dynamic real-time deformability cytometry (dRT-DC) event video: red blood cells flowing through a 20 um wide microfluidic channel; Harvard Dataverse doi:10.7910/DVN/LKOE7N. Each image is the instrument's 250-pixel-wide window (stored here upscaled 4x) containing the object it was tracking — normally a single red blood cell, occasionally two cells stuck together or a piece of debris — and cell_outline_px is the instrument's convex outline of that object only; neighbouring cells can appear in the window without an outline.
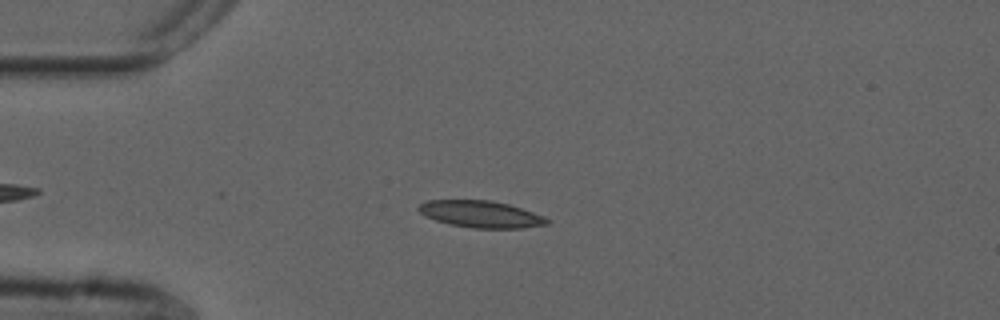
{"species": "common noctule bat (a hibernating species)", "species_latin": "Nyctalus noctula", "temperature_condition": "cold", "stored_images_in_passage": 49, "camera_frame_rate_fps": 3000, "um_per_image_px": 0.085, "animal": {"sex": "male", "forearm_length_mm": 52.5}, "frame": {"image": 1, "passage_image": 8, "time_ms": 2.333, "image_size_px": [1000, 320], "cell_outline_px": [[552, 220], [548, 224], [524, 228], [472, 228], [452, 224], [436, 220], [424, 216], [416, 208], [420, 204], [428, 200], [492, 200], [508, 204], [544, 216]], "centroid_in_image_um": [40.89, 18.2], "position_along_channel_um": 44.1, "area_um2": 20.06}}
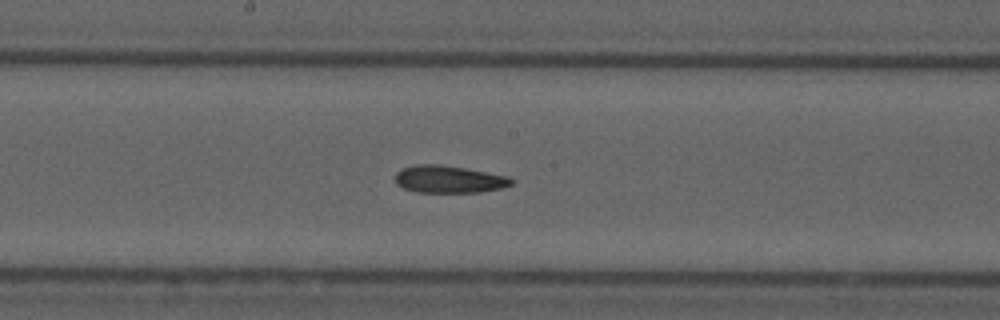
{"frame": {"image": 2, "passage_image": 23, "time_ms": 7.333, "image_size_px": [1000, 320], "cell_outline_px": [[516, 180], [512, 184], [504, 188], [480, 192], [416, 192], [404, 188], [396, 184], [396, 172], [404, 168], [416, 164], [436, 164], [464, 168], [508, 176]], "centroid_in_image_um": [38.19, 15.24], "position_along_channel_um": 210.0, "area_um2": 18.5}}
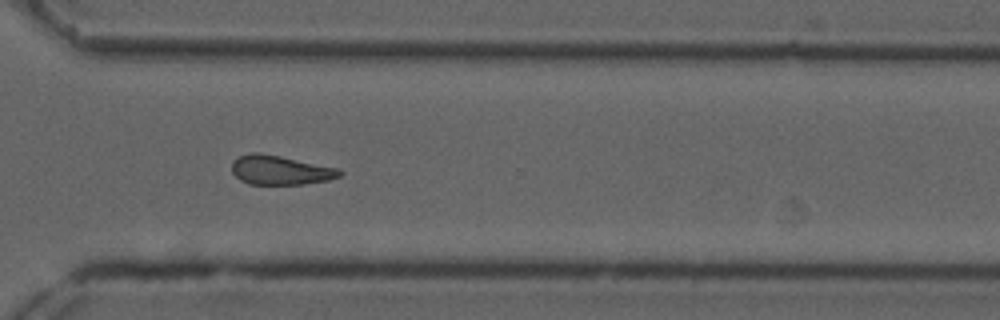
{"frame": {"image": 3, "passage_image": 34, "time_ms": 11.0, "image_size_px": [1000, 320], "cell_outline_px": [[344, 172], [340, 176], [328, 180], [304, 184], [248, 184], [240, 180], [232, 172], [232, 160], [240, 156], [252, 152], [260, 152], [340, 168]], "centroid_in_image_um": [23.83, 14.45], "position_along_channel_um": 346.8, "area_um2": 18.5}, "authors_computed_cell_mechanics": {"area_um2": 19.074, "velocity_mm_per_s": 3.7426, "shape_relaxation_time_tau1_ms": 10.0562, "shape_relaxation_time_tau2_ms": 4.3216, "deformation_change_tau1": 0.1786, "deformation_change_tau2": 0.1191}}